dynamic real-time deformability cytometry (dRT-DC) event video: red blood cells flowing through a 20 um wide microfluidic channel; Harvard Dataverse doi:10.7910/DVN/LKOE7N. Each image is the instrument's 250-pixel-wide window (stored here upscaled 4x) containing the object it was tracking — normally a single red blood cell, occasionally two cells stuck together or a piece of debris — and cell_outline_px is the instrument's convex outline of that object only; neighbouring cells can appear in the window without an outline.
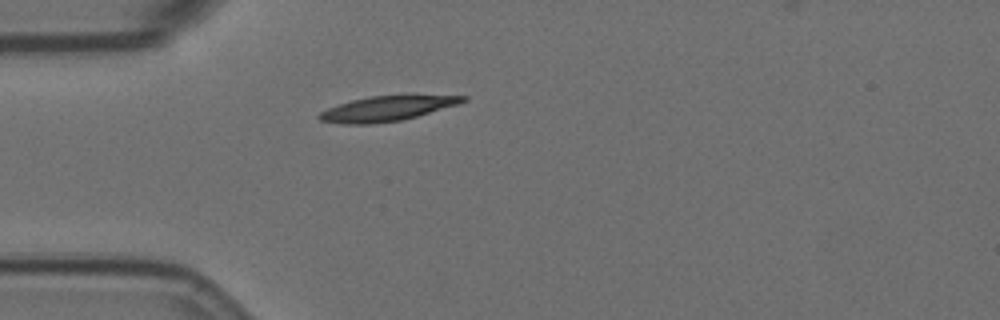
{"species": "Egyptian fruit bat (a non-hibernating species)", "species_latin": "Rousettus aegyptiacus", "temperature_condition": "room temperature", "stored_images_in_passage": 6, "camera_frame_rate_fps": 3000, "um_per_image_px": 0.085, "animal": {"sex": "female"}, "frame": {"image": 1, "passage_image": 6, "time_ms": 6.667, "image_size_px": [1000, 320], "cell_outline_px": [[468, 100], [460, 104], [416, 116], [400, 120], [368, 124], [344, 124], [320, 120], [316, 116], [320, 112], [328, 108], [352, 100], [368, 96], [412, 92], [468, 96]], "centroid_in_image_um": [33.03, 9.15], "position_along_channel_um": 52.0, "area_um2": 21.85}}